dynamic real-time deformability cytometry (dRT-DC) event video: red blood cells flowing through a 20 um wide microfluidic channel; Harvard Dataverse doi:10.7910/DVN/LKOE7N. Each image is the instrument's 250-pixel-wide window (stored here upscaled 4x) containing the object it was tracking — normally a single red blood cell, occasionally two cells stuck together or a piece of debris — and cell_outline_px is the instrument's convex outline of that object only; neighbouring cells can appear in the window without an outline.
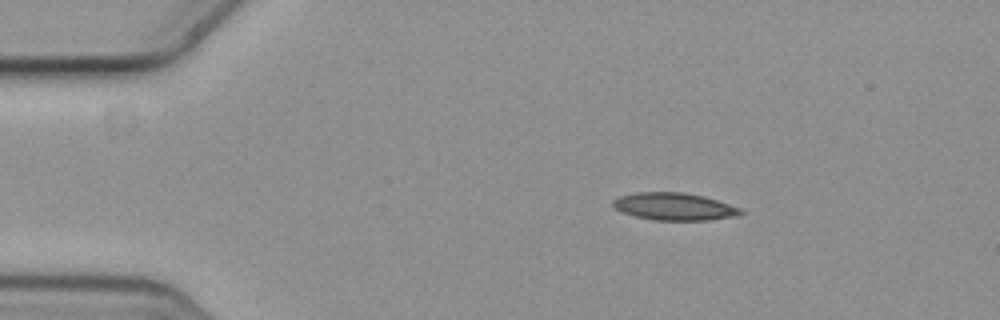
{"species": "common noctule bat (a hibernating species)", "species_latin": "Nyctalus noctula", "temperature_condition": "cold", "stored_images_in_passage": 4, "camera_frame_rate_fps": 3000, "um_per_image_px": 0.085, "animal": {"sex": "female", "body_mass_g": 19.3, "forearm_length_mm": 54.1}, "frame": {"image": 1, "passage_image": 2, "time_ms": 0.333, "image_size_px": [1000, 320], "cell_outline_px": [[748, 212], [740, 216], [708, 220], [656, 220], [636, 216], [620, 212], [612, 204], [612, 200], [620, 196], [636, 192], [684, 192], [704, 196], [744, 208]], "centroid_in_image_um": [57.41, 17.55], "position_along_channel_um": 27.6, "area_um2": 20.75}}